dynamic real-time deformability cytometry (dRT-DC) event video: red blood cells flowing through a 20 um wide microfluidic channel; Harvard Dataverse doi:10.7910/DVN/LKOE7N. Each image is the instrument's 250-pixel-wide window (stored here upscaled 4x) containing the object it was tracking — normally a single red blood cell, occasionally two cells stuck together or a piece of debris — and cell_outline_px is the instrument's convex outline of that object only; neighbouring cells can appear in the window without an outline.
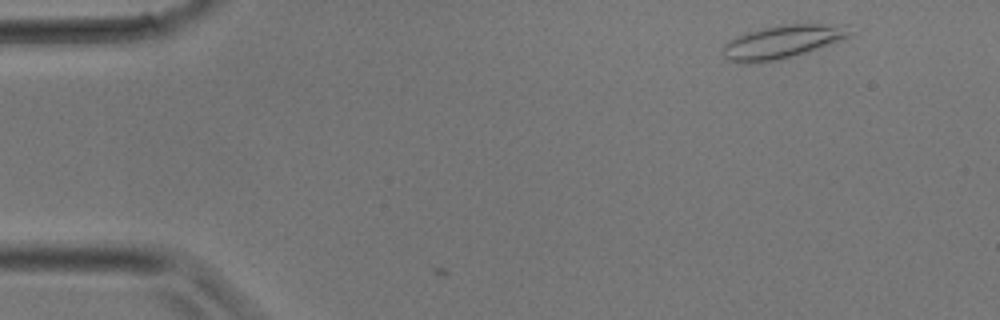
{"species": "common noctule bat (a hibernating species)", "species_latin": "Nyctalus noctula", "temperature_condition": "room temperature", "stored_images_in_passage": 3, "camera_frame_rate_fps": 3000, "um_per_image_px": 0.085, "animal": {"sex": "male", "body_mass_g": 17.9}, "frame": {"image": 1, "passage_image": 1, "time_ms": 0.0, "image_size_px": [1000, 320], "cell_outline_px": [[852, 36], [780, 60], [756, 64], [736, 64], [728, 60], [720, 52], [724, 44], [728, 40], [744, 32], [780, 24], [848, 24], [852, 32]], "centroid_in_image_um": [66.42, 3.56], "position_along_channel_um": 18.6, "area_um2": 25.14}}